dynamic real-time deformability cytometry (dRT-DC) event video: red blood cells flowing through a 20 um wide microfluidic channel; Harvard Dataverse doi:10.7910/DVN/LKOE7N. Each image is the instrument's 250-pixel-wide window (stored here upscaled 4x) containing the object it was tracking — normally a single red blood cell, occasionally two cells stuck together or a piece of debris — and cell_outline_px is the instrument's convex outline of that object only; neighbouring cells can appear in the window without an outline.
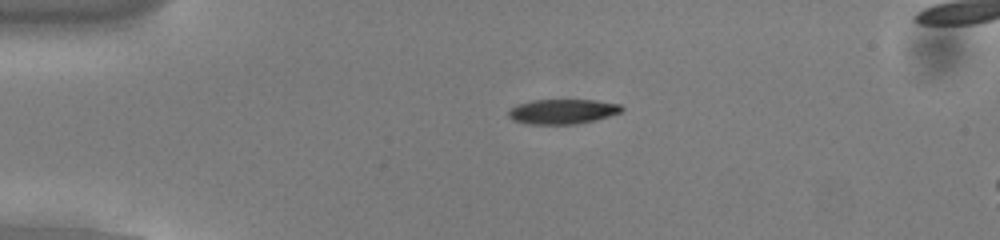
{"species": "common noctule bat (a hibernating species)", "species_latin": "Nyctalus noctula", "temperature_condition": "cold", "stored_images_in_passage": 43, "camera_frame_rate_fps": 3000, "um_per_image_px": 0.085, "animal": {"sex": "male", "body_mass_g": 13.0, "forearm_length_mm": 53.1}, "frame": {"image": 1, "passage_image": 2, "time_ms": 0.333, "image_size_px": [1000, 240], "cell_outline_px": [[624, 108], [620, 112], [596, 120], [576, 124], [524, 124], [512, 120], [508, 116], [508, 112], [512, 108], [520, 104], [532, 100], [596, 100], [620, 104]], "centroid_in_image_um": [47.82, 9.48], "position_along_channel_um": 37.2, "area_um2": 16.36}}
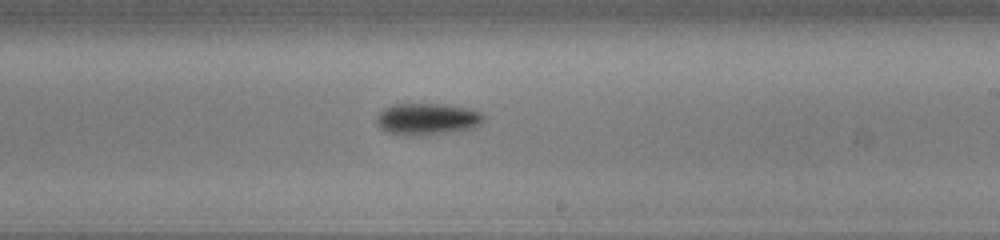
{"frame": {"image": 2, "passage_image": 22, "time_ms": 7.0, "image_size_px": [1000, 240], "cell_outline_px": [[484, 120], [476, 128], [420, 136], [404, 136], [388, 132], [380, 128], [376, 124], [376, 116], [384, 108], [392, 104], [444, 104], [468, 108], [480, 112], [484, 116]], "centroid_in_image_um": [36.3, 10.13], "position_along_channel_um": 252.7, "area_um2": 20.06}}
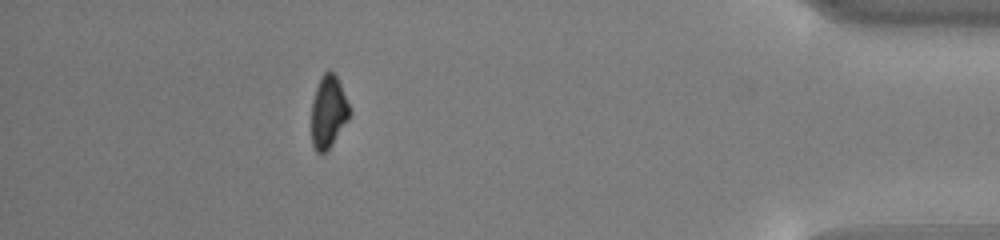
{"frame": {"image": 3, "passage_image": 38, "time_ms": 12.333, "image_size_px": [1000, 240], "cell_outline_px": [[352, 112], [348, 120], [332, 144], [324, 152], [316, 152], [312, 144], [312, 100], [320, 76], [324, 72], [332, 72], [336, 76], [340, 84]], "centroid_in_image_um": [27.91, 9.5], "position_along_channel_um": 407.3, "area_um2": 15.9}, "authors_computed_cell_mechanics": {"area_um2": 18.5538, "velocity_mm_per_s": 3.8284, "shape_relaxation_time_tau1_ms": 2.9733, "shape_relaxation_time_tau2_ms": null, "deformation_change_tau1": 0.1097, "deformation_change_tau2": null}}